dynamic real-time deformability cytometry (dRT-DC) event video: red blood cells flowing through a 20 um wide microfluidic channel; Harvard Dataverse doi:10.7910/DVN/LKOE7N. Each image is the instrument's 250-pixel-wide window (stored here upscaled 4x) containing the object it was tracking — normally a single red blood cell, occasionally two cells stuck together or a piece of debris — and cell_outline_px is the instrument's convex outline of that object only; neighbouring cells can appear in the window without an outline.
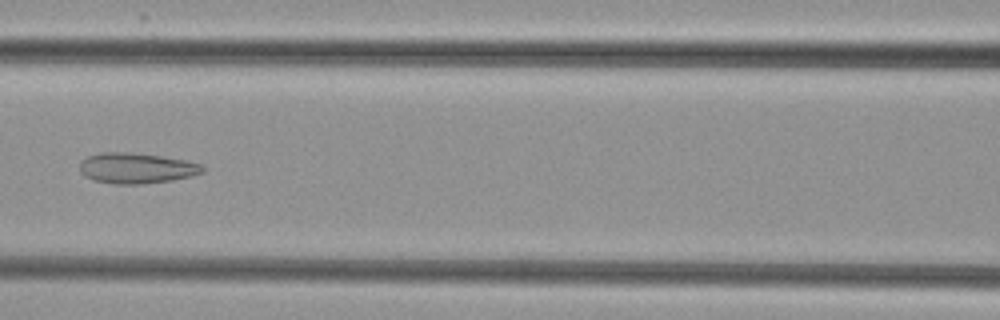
{"species": "common noctule bat (a hibernating species)", "species_latin": "Nyctalus noctula", "temperature_condition": "cold", "stored_images_in_passage": 4, "camera_frame_rate_fps": 3000, "um_per_image_px": 0.085, "animal": {"sex": "female", "body_mass_g": 29.2, "forearm_length_mm": 56.3}, "frame": {"image": 1, "passage_image": 3, "time_ms": 2.333, "image_size_px": [1000, 320], "cell_outline_px": [[204, 172], [192, 176], [172, 180], [140, 184], [112, 184], [92, 180], [84, 176], [80, 172], [80, 160], [88, 156], [100, 152], [132, 152], [160, 156], [184, 160], [200, 164], [204, 168]], "centroid_in_image_um": [11.55, 14.29], "position_along_channel_um": 155.0, "area_um2": 22.02}}
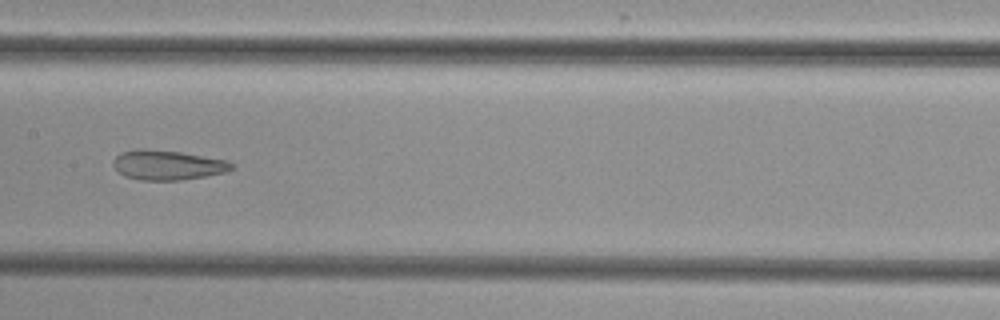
{"frame": {"image": 2, "passage_image": 4, "time_ms": 3.333, "image_size_px": [1000, 320], "cell_outline_px": [[232, 168], [228, 172], [180, 180], [140, 180], [124, 176], [112, 164], [112, 160], [120, 152], [136, 148], [144, 148], [180, 152], [228, 160], [232, 164]], "centroid_in_image_um": [14.21, 14.02], "position_along_channel_um": 193.2, "area_um2": 20.58}}